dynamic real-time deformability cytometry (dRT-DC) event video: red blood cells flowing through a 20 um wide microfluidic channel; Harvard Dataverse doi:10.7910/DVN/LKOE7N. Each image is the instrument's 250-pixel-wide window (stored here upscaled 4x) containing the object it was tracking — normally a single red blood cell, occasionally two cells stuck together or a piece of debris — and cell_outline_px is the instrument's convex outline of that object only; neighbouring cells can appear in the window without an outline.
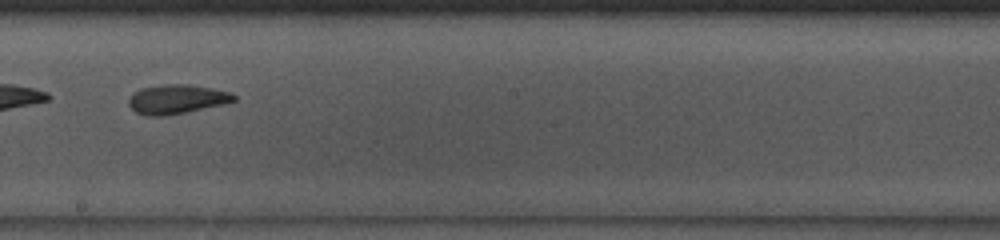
{"species": "common noctule bat (a hibernating species)", "species_latin": "Nyctalus noctula", "temperature_condition": "room temperature", "stored_images_in_passage": 48, "camera_frame_rate_fps": 3000, "um_per_image_px": 0.085, "animal": {"sex": "male", "body_mass_g": 13.0, "forearm_length_mm": 53.1}, "frame": {"image": 1, "passage_image": 28, "time_ms": 9.0, "image_size_px": [1000, 240], "cell_outline_px": [[236, 100], [224, 104], [164, 116], [148, 116], [136, 112], [128, 104], [128, 100], [140, 88], [164, 84], [188, 84], [212, 88], [232, 92], [236, 96]], "centroid_in_image_um": [15.05, 8.42], "position_along_channel_um": 233.2, "area_um2": 17.8}, "authors_computed_cell_mechanics": {"area_um2": 19.5942, "velocity_mm_per_s": 4.1003, "shape_relaxation_time_tau1_ms": 5.3571, "shape_relaxation_time_tau2_ms": 3.5621, "deformation_change_tau1": 0.1626, "deformation_change_tau2": 0.104}}